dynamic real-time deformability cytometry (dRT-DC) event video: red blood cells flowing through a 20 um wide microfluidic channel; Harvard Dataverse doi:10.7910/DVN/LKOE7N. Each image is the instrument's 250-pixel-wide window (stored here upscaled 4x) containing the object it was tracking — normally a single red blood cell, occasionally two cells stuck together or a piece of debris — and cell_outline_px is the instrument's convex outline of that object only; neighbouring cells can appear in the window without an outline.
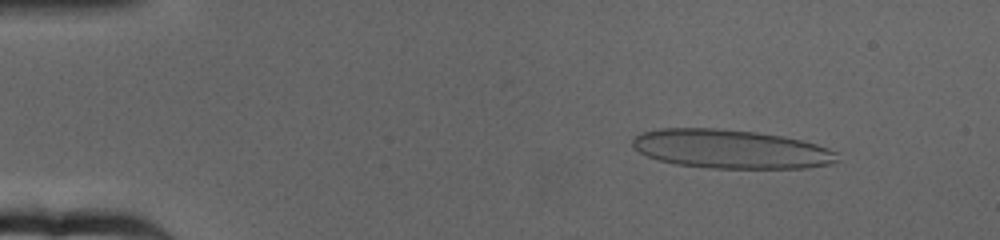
{"species": "human", "species_latin": "Homo sapiens", "temperature_condition": "cold", "stored_images_in_passage": 61, "camera_frame_rate_fps": 3000, "um_per_image_px": 0.085, "donor": {"sex": "female"}, "frame": {"image": 1, "passage_image": 6, "time_ms": 1.667, "image_size_px": [1000, 240], "cell_outline_px": [[840, 160], [828, 164], [804, 168], [708, 168], [676, 164], [660, 160], [648, 156], [632, 148], [632, 140], [636, 136], [644, 132], [660, 128], [716, 128], [756, 132], [780, 136], [800, 140], [816, 144], [828, 148], [836, 152]], "centroid_in_image_um": [62.1, 12.67], "position_along_channel_um": 22.9, "area_um2": 46.18}}
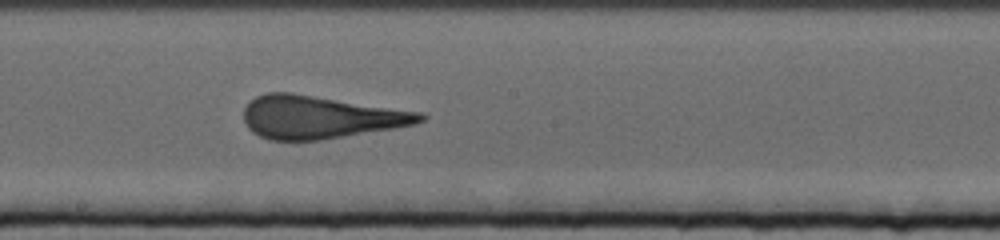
{"frame": {"image": 2, "passage_image": 33, "time_ms": 10.667, "image_size_px": [1000, 240], "cell_outline_px": [[428, 116], [424, 120], [416, 124], [320, 140], [268, 140], [252, 132], [248, 128], [244, 120], [244, 108], [248, 100], [256, 96], [268, 92], [292, 92], [424, 112]], "centroid_in_image_um": [27.2, 9.94], "position_along_channel_um": 221.0, "area_um2": 44.33}}
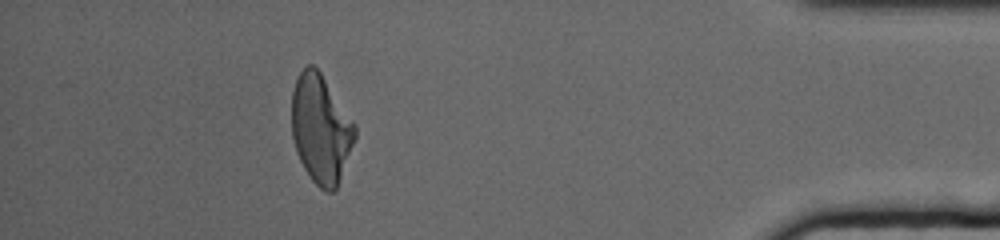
{"frame": {"image": 3, "passage_image": 55, "time_ms": 18.0, "image_size_px": [1000, 240], "cell_outline_px": [[356, 136], [336, 188], [332, 192], [324, 192], [312, 180], [304, 168], [296, 152], [292, 136], [292, 92], [296, 80], [300, 72], [308, 64], [312, 64], [320, 72], [356, 124]], "centroid_in_image_um": [27.26, 10.96], "position_along_channel_um": 407.9, "area_um2": 39.71}, "authors_computed_cell_mechanics": {"area_um2": 43.4656, "velocity_mm_per_s": 3.1785, "shape_relaxation_time_tau1_ms": 6.4406, "shape_relaxation_time_tau2_ms": 1.1177, "deformation_change_tau1": 0.2142, "deformation_change_tau2": 0.0974}}